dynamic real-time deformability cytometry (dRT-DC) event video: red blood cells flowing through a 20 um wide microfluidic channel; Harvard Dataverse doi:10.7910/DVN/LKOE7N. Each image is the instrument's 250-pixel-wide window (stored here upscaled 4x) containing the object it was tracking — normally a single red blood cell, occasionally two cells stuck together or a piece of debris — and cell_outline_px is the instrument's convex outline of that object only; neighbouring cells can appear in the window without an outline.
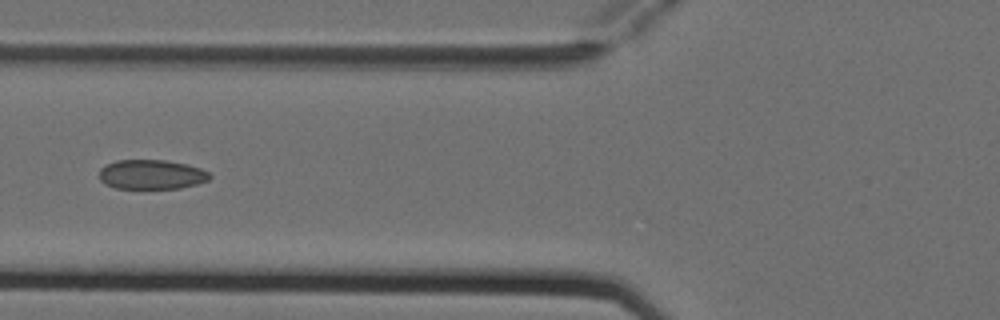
{"species": "Egyptian fruit bat (a non-hibernating species)", "species_latin": "Rousettus aegyptiacus", "temperature_condition": "cold", "stored_images_in_passage": 6, "camera_frame_rate_fps": 3000, "um_per_image_px": 0.085, "animal": {"sex": "female"}, "frame": {"image": 1, "passage_image": 6, "time_ms": 1.667, "image_size_px": [1000, 320], "cell_outline_px": [[212, 176], [208, 180], [196, 184], [180, 188], [116, 188], [104, 184], [100, 180], [100, 168], [104, 164], [116, 160], [164, 160], [188, 164], [200, 168], [208, 172]], "centroid_in_image_um": [12.86, 14.82], "position_along_channel_um": 112.9, "area_um2": 19.07}}